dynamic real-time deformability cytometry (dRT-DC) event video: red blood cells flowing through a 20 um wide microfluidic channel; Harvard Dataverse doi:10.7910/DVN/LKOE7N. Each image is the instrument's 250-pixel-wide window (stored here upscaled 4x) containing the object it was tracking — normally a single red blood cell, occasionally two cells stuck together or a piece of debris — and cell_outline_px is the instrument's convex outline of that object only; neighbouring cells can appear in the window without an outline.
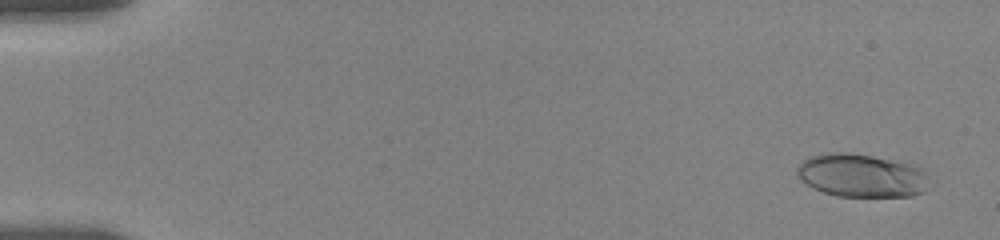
{"species": "human", "species_latin": "Homo sapiens", "temperature_condition": "room temperature", "stored_images_in_passage": 56, "camera_frame_rate_fps": 3000, "um_per_image_px": 0.085, "donor": {"sex": "female"}, "frame": {"image": 1, "passage_image": 3, "time_ms": 0.667, "image_size_px": [1000, 240], "cell_outline_px": [[936, 180], [924, 192], [912, 196], [836, 196], [812, 188], [796, 172], [796, 168], [804, 160], [812, 156], [824, 152], [848, 152], [872, 156], [920, 168]], "centroid_in_image_um": [73.3, 14.93], "position_along_channel_um": 11.7, "area_um2": 33.35}}
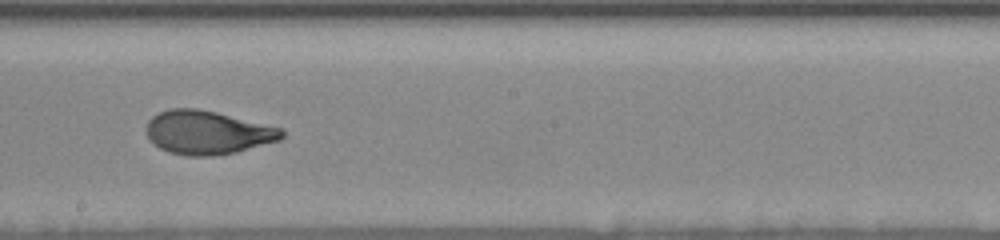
{"frame": {"image": 2, "passage_image": 33, "time_ms": 10.667, "image_size_px": [1000, 240], "cell_outline_px": [[284, 136], [280, 140], [236, 152], [216, 156], [188, 156], [168, 152], [152, 144], [144, 128], [148, 120], [152, 116], [168, 108], [196, 108], [216, 112], [284, 128]], "centroid_in_image_um": [17.62, 11.26], "position_along_channel_um": 230.6, "area_um2": 34.8}}
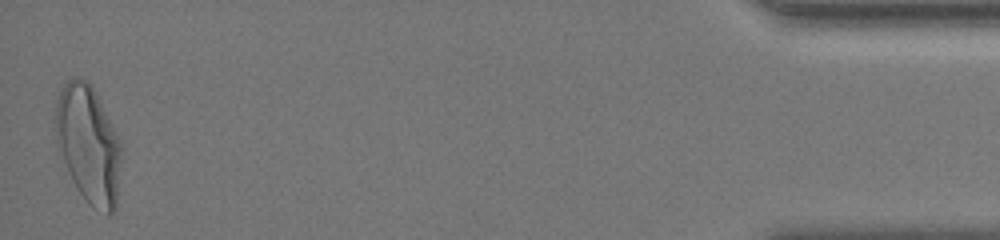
{"frame": {"image": 3, "passage_image": 56, "time_ms": 18.333, "image_size_px": [1000, 240], "cell_outline_px": [[120, 156], [116, 208], [108, 216], [88, 204], [72, 180], [56, 144], [56, 100], [64, 84], [72, 76], [76, 76], [88, 80], [92, 84], [120, 140]], "centroid_in_image_um": [7.51, 12.23], "position_along_channel_um": 427.7, "area_um2": 44.85}, "authors_computed_cell_mechanics": {"area_um2": 34.3621, "velocity_mm_per_s": 3.619, "shape_relaxation_time_tau1_ms": 4.8992, "shape_relaxation_time_tau2_ms": 0.9165, "deformation_change_tau1": 0.1933, "deformation_change_tau2": 0.065}}